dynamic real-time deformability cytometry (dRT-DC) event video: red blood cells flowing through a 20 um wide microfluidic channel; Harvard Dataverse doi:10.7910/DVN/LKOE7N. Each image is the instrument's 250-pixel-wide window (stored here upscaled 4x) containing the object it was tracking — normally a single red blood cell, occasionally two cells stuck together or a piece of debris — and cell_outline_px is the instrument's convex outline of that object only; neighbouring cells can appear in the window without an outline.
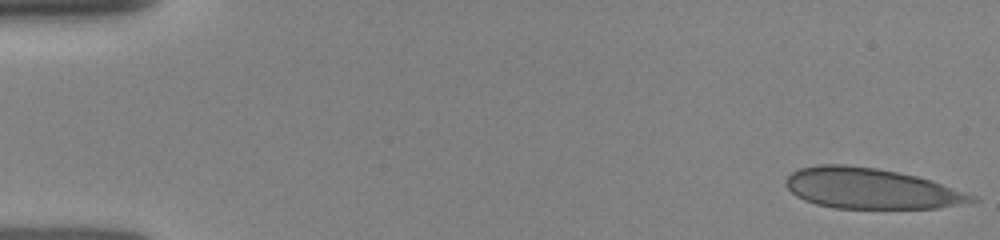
{"species": "human", "species_latin": "Homo sapiens", "temperature_condition": "room temperature", "stored_images_in_passage": 15, "camera_frame_rate_fps": 3000, "um_per_image_px": 0.085, "donor": {"sex": "female"}, "frame": {"image": 1, "passage_image": 1, "time_ms": 0.0, "image_size_px": [1000, 240], "cell_outline_px": [[980, 200], [936, 208], [832, 208], [816, 204], [804, 200], [796, 196], [784, 184], [784, 180], [792, 172], [800, 168], [820, 164], [844, 164], [876, 168], [916, 176], [932, 180], [976, 196]], "centroid_in_image_um": [73.98, 16.02], "position_along_channel_um": 11.0, "area_um2": 43.81}}
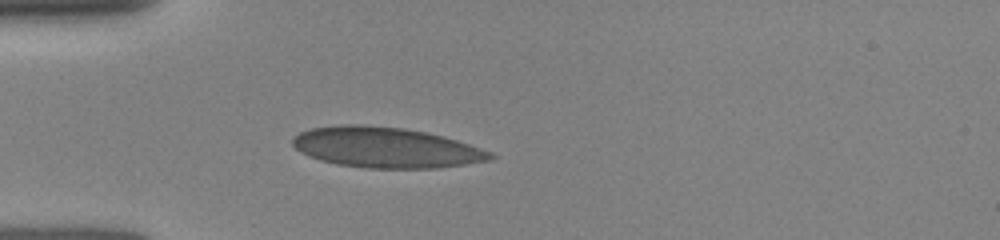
{"frame": {"image": 2, "passage_image": 11, "time_ms": 4.0, "image_size_px": [1000, 240], "cell_outline_px": [[496, 156], [492, 160], [436, 168], [368, 168], [336, 164], [320, 160], [308, 156], [300, 152], [292, 144], [292, 136], [300, 132], [312, 128], [340, 124], [360, 124], [404, 128], [428, 132], [444, 136], [492, 152]], "centroid_in_image_um": [32.78, 12.53], "position_along_channel_um": 52.2, "area_um2": 46.82}}
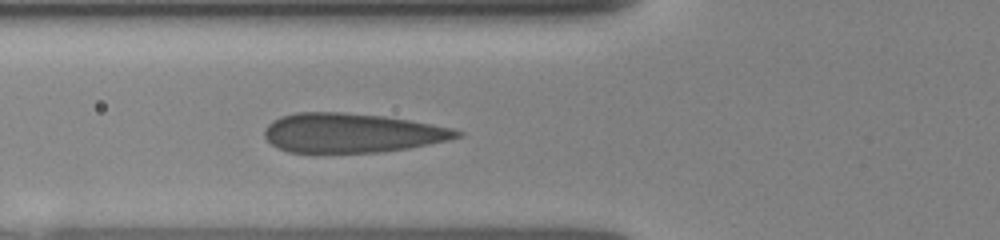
{"frame": {"image": 3, "passage_image": 15, "time_ms": 5.333, "image_size_px": [1000, 240], "cell_outline_px": [[464, 136], [448, 140], [408, 148], [376, 152], [288, 152], [276, 148], [264, 136], [264, 128], [272, 120], [280, 116], [296, 112], [340, 112], [384, 116], [432, 124], [452, 128], [464, 132]], "centroid_in_image_um": [29.88, 11.29], "position_along_channel_um": 95.9, "area_um2": 44.1}}